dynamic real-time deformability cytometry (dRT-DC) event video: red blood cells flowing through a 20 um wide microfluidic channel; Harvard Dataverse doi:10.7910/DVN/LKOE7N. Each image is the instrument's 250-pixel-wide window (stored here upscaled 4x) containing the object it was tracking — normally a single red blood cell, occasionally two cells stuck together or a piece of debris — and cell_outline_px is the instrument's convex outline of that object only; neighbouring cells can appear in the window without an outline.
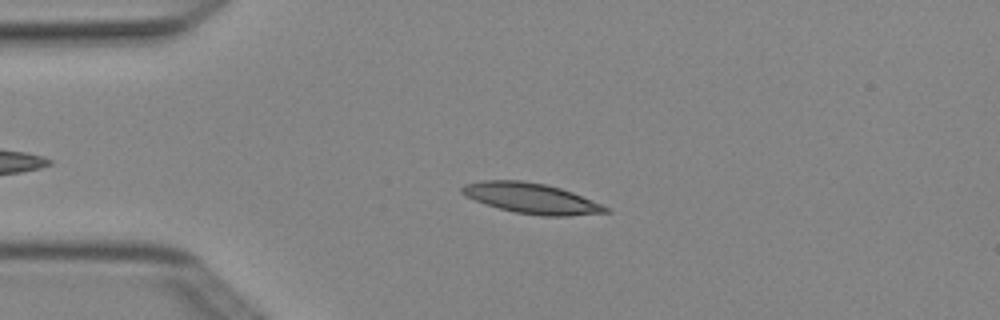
{"species": "Egyptian fruit bat (a non-hibernating species)", "species_latin": "Rousettus aegyptiacus", "temperature_condition": "cold", "stored_images_in_passage": 5, "camera_frame_rate_fps": 3000, "um_per_image_px": 0.085, "animal": {"sex": "female"}, "frame": {"image": 1, "passage_image": 3, "time_ms": 0.667, "image_size_px": [1000, 320], "cell_outline_px": [[612, 212], [568, 216], [540, 216], [516, 212], [500, 208], [464, 196], [460, 192], [460, 188], [464, 184], [484, 180], [520, 180], [544, 184], [560, 188], [572, 192], [612, 208]], "centroid_in_image_um": [45.2, 16.86], "position_along_channel_um": 39.8, "area_um2": 25.43}}
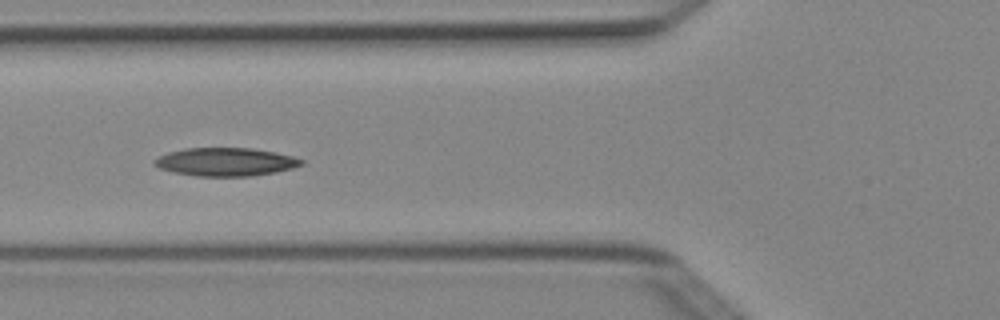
{"frame": {"image": 2, "passage_image": 5, "time_ms": 1.333, "image_size_px": [1000, 320], "cell_outline_px": [[304, 164], [292, 168], [276, 172], [252, 176], [196, 176], [172, 172], [160, 168], [152, 164], [152, 160], [168, 152], [184, 148], [252, 148], [276, 152], [292, 156], [304, 160]], "centroid_in_image_um": [19.17, 13.76], "position_along_channel_um": 106.6, "area_um2": 24.33}}